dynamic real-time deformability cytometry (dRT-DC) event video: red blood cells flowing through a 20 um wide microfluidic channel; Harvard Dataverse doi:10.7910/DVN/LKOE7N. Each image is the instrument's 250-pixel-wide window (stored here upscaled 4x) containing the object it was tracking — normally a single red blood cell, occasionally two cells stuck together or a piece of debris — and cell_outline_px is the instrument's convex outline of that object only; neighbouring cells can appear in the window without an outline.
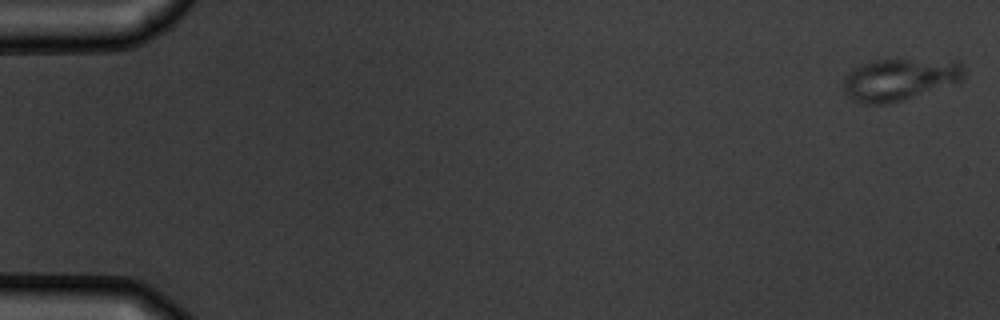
{"species": "common noctule bat (a hibernating species)", "species_latin": "Nyctalus noctula", "temperature_condition": "warm", "stored_images_in_passage": 6, "camera_frame_rate_fps": 3000, "um_per_image_px": 0.085, "animal": {"sex": "male", "body_mass_g": 19.5, "forearm_length_mm": 54.6}, "frame": {"image": 1, "passage_image": 1, "time_ms": 0.0, "image_size_px": [1000, 320], "cell_outline_px": [[964, 80], [888, 104], [864, 104], [852, 100], [844, 92], [844, 76], [852, 68], [860, 64], [872, 60], [956, 60], [964, 68]], "centroid_in_image_um": [76.42, 6.74], "position_along_channel_um": 8.6, "area_um2": 29.48}}